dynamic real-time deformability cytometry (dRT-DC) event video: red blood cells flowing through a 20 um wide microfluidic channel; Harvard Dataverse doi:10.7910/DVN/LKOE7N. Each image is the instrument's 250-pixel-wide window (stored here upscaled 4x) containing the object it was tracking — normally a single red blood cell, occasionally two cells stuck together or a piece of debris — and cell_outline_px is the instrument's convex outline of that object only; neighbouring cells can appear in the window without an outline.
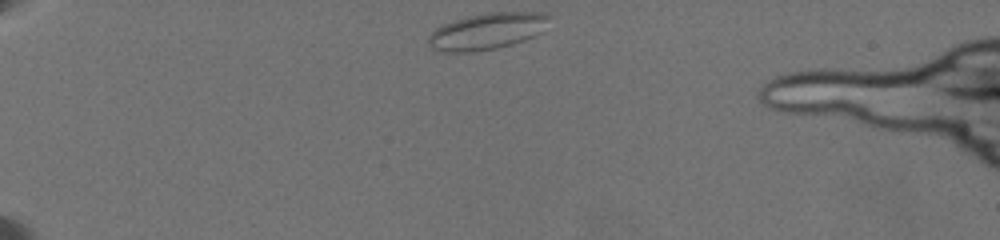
{"species": "common noctule bat (a hibernating species)", "species_latin": "Nyctalus noctula", "temperature_condition": "warm", "stored_images_in_passage": 36, "camera_frame_rate_fps": 3000, "um_per_image_px": 0.085, "animal": {"sex": "female", "body_mass_g": 19.5, "forearm_length_mm": 54.1}, "frame": {"image": 1, "passage_image": 1, "time_ms": 0.0, "image_size_px": [1000, 240], "cell_outline_px": [[552, 16], [540, 32], [536, 36], [512, 44], [496, 48], [472, 52], [444, 52], [432, 48], [428, 44], [428, 36], [436, 28], [444, 24], [468, 16], [488, 12], [544, 12]], "centroid_in_image_um": [41.42, 2.65], "position_along_channel_um": 43.6, "area_um2": 25.66}}
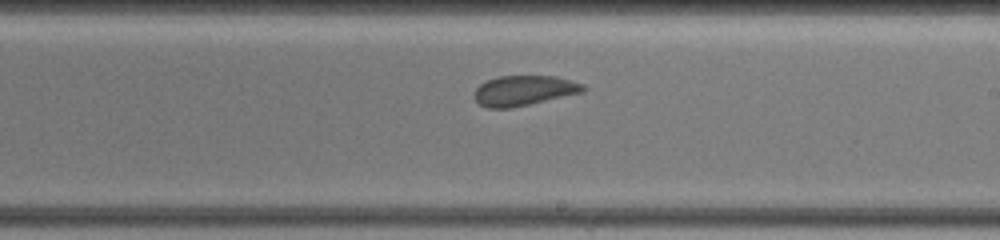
{"frame": {"image": 2, "passage_image": 21, "time_ms": 7.667, "image_size_px": [1000, 240], "cell_outline_px": [[588, 88], [584, 92], [528, 104], [508, 108], [488, 108], [480, 104], [472, 96], [476, 88], [480, 84], [496, 76], [556, 76], [572, 80], [584, 84]], "centroid_in_image_um": [44.55, 7.68], "position_along_channel_um": 244.4, "area_um2": 19.13}}
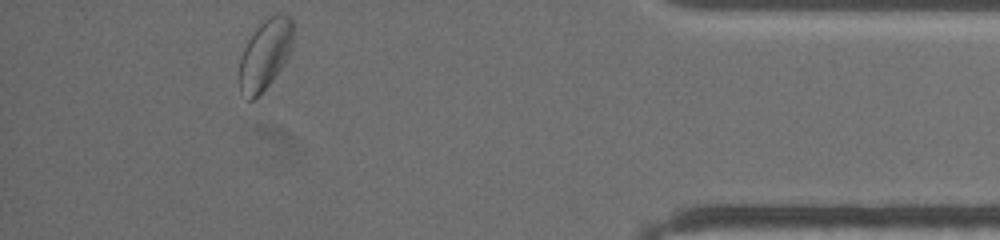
{"frame": {"image": 3, "passage_image": 36, "time_ms": 13.667, "image_size_px": [1000, 240], "cell_outline_px": [[292, 44], [288, 56], [284, 64], [272, 80], [252, 100], [248, 100], [240, 88], [240, 60], [244, 48], [248, 40], [256, 28], [264, 20], [276, 12], [280, 12], [288, 16], [292, 20]], "centroid_in_image_um": [22.55, 4.57], "position_along_channel_um": 412.7, "area_um2": 21.5}, "authors_computed_cell_mechanics": {"area_um2": 20.0566, "velocity_mm_per_s": 3.4308, "shape_relaxation_time_tau1_ms": 8.1517, "shape_relaxation_time_tau2_ms": 1.335, "deformation_change_tau1": 0.1007, "deformation_change_tau2": 0.0467}}